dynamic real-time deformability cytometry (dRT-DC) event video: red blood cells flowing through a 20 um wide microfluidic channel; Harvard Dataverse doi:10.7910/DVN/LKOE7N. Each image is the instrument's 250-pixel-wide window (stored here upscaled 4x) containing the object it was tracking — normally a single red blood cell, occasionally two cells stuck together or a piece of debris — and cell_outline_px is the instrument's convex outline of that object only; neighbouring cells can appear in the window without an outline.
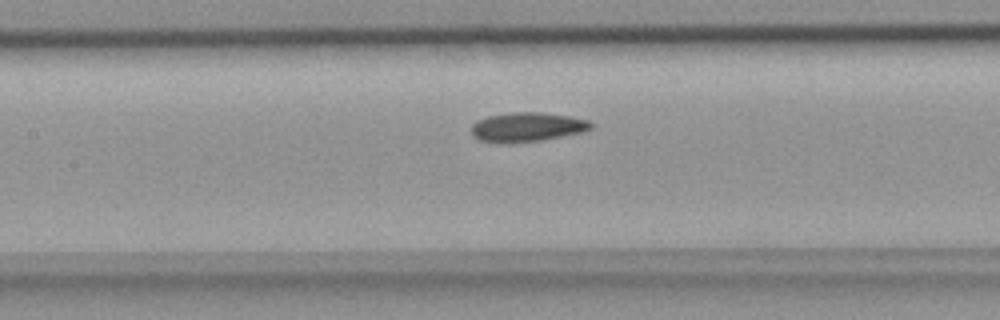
{"species": "common noctule bat (a hibernating species)", "species_latin": "Nyctalus noctula", "temperature_condition": "room temperature", "stored_images_in_passage": 38, "camera_frame_rate_fps": 3000, "um_per_image_px": 0.085, "animal": {"sex": "female", "body_mass_g": 18.4}, "frame": {"image": 1, "passage_image": 13, "time_ms": 4.0, "image_size_px": [1000, 320], "cell_outline_px": [[592, 128], [584, 132], [540, 140], [500, 144], [480, 140], [472, 136], [472, 124], [476, 120], [488, 116], [512, 112], [540, 112], [572, 116], [588, 120], [592, 124]], "centroid_in_image_um": [44.79, 10.8], "position_along_channel_um": 162.6, "area_um2": 20.58}}
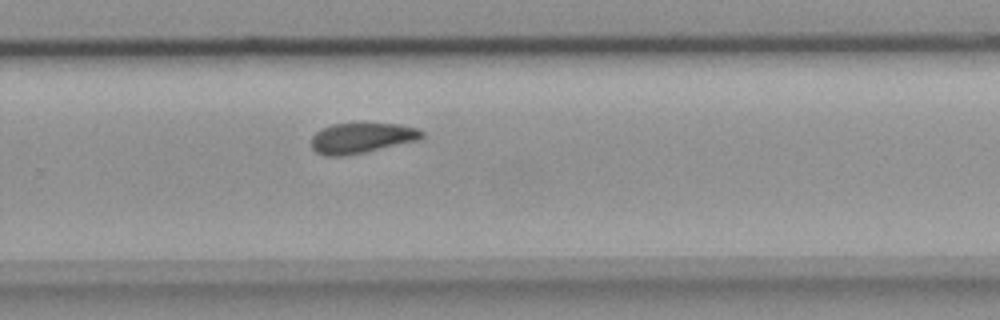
{"frame": {"image": 2, "passage_image": 23, "time_ms": 7.333, "image_size_px": [1000, 320], "cell_outline_px": [[424, 136], [420, 140], [364, 152], [344, 156], [324, 156], [316, 152], [312, 148], [312, 136], [316, 132], [332, 124], [400, 124], [420, 128], [424, 132]], "centroid_in_image_um": [30.78, 11.73], "position_along_channel_um": 299.0, "area_um2": 19.54}}
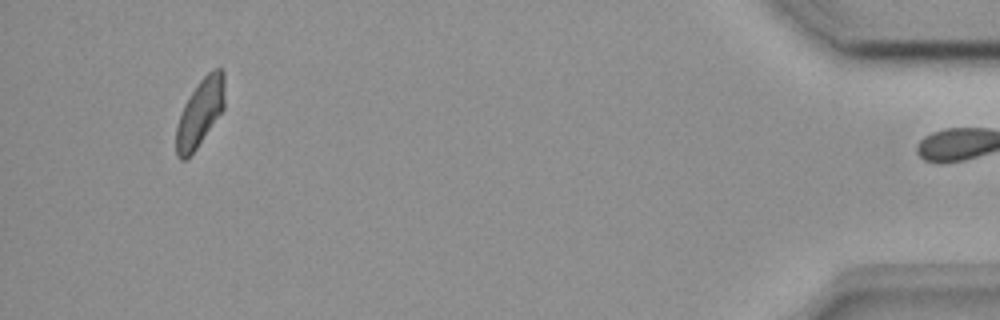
{"frame": {"image": 3, "passage_image": 37, "time_ms": 12.0, "image_size_px": [1000, 320], "cell_outline_px": [[224, 108], [188, 160], [180, 160], [176, 156], [176, 124], [184, 104], [200, 80], [212, 68], [220, 68], [224, 72]], "centroid_in_image_um": [16.98, 9.6], "position_along_channel_um": 418.2, "area_um2": 19.07}}